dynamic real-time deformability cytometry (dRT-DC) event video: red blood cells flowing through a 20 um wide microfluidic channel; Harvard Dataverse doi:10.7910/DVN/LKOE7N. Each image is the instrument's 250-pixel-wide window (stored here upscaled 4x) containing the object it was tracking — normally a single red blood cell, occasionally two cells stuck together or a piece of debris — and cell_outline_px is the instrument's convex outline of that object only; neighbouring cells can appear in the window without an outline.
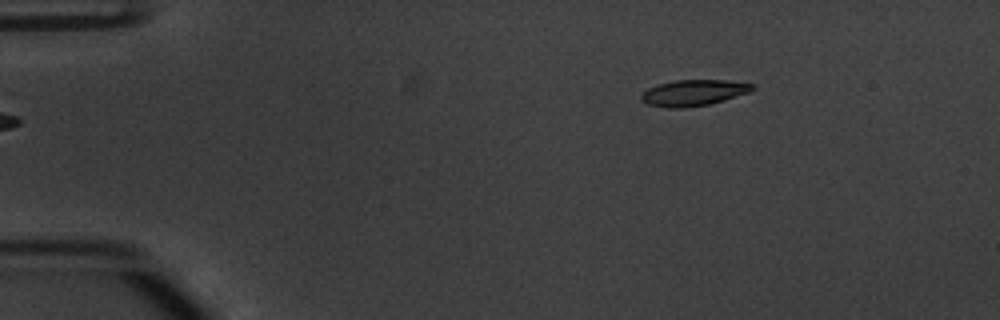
{"species": "common noctule bat (a hibernating species)", "species_latin": "Nyctalus noctula", "temperature_condition": "warm", "stored_images_in_passage": 45, "camera_frame_rate_fps": 3000, "um_per_image_px": 0.085, "animal": {"sex": "male", "body_mass_g": 20.1, "forearm_length_mm": 53.5}, "frame": {"image": 1, "passage_image": 1, "time_ms": 0.0, "image_size_px": [1000, 320], "cell_outline_px": [[756, 88], [748, 92], [724, 100], [708, 104], [684, 108], [668, 108], [648, 104], [640, 96], [648, 88], [656, 84], [676, 80], [724, 80], [756, 84]], "centroid_in_image_um": [58.96, 7.87], "position_along_channel_um": 26.0, "area_um2": 16.76}}
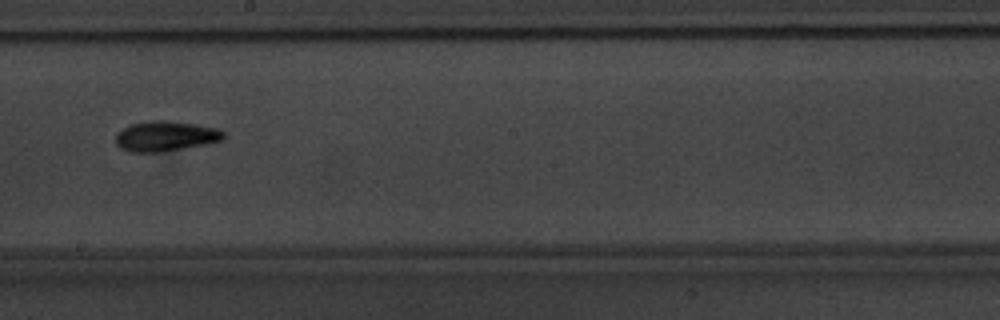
{"frame": {"image": 2, "passage_image": 23, "time_ms": 7.333, "image_size_px": [1000, 320], "cell_outline_px": [[228, 136], [224, 140], [208, 144], [156, 152], [132, 152], [120, 148], [116, 144], [116, 136], [124, 128], [132, 124], [152, 120], [164, 120], [220, 128]], "centroid_in_image_um": [14.14, 11.57], "position_along_channel_um": 234.1, "area_um2": 18.84}}
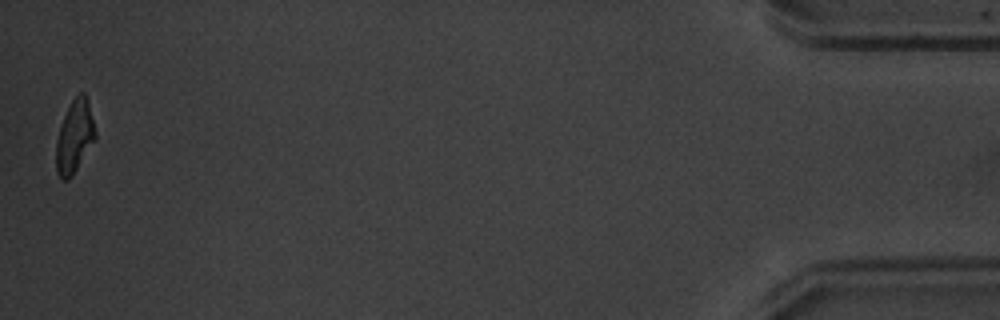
{"frame": {"image": 3, "passage_image": 45, "time_ms": 14.667, "image_size_px": [1000, 320], "cell_outline_px": [[96, 140], [72, 176], [68, 180], [60, 180], [56, 172], [56, 140], [64, 116], [72, 100], [80, 92], [84, 92], [88, 100], [96, 132]], "centroid_in_image_um": [6.34, 11.65], "position_along_channel_um": 428.9, "area_um2": 16.7}, "authors_computed_cell_mechanics": {"area_um2": 17.629, "velocity_mm_per_s": 3.8435, "shape_relaxation_time_tau1_ms": 3.3309, "shape_relaxation_time_tau2_ms": 4.0138, "deformation_change_tau1": 0.1937, "deformation_change_tau2": 0.1188}}